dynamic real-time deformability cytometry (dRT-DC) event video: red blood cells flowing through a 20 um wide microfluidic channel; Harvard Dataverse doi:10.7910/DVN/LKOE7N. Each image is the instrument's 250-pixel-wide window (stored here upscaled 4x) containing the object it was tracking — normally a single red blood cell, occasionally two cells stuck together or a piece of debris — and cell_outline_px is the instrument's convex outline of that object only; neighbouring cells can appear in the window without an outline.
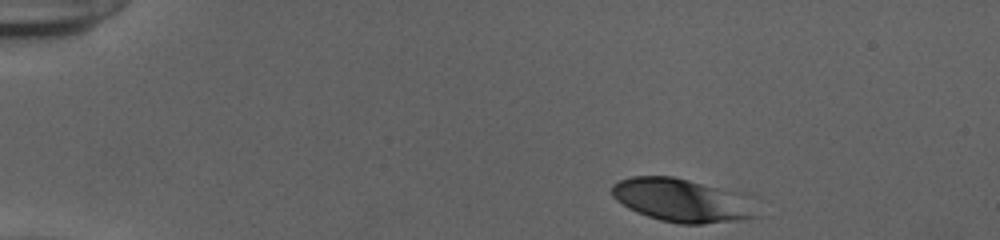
{"species": "human", "species_latin": "Homo sapiens", "temperature_condition": "cold", "stored_images_in_passage": 23, "camera_frame_rate_fps": 3000, "um_per_image_px": 0.085, "donor": {"sex": "female"}, "frame": {"image": 1, "passage_image": 1, "time_ms": 0.0, "image_size_px": [1000, 240], "cell_outline_px": [[760, 216], [736, 220], [704, 224], [680, 224], [660, 220], [636, 212], [628, 208], [616, 200], [612, 196], [612, 184], [620, 180], [632, 176], [672, 176], [740, 192]], "centroid_in_image_um": [57.92, 17.02], "position_along_channel_um": 27.1, "area_um2": 36.36}}
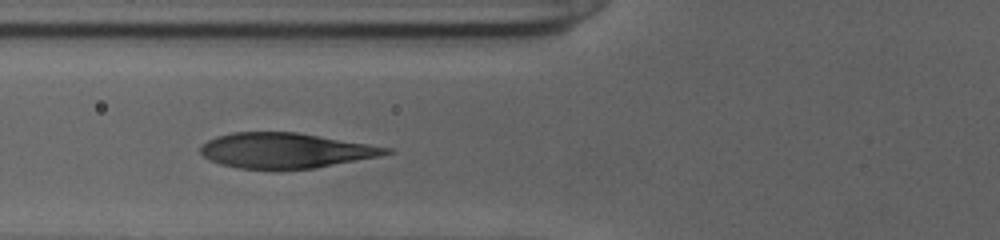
{"frame": {"image": 2, "passage_image": 14, "time_ms": 4.333, "image_size_px": [1000, 240], "cell_outline_px": [[396, 152], [380, 156], [316, 168], [240, 168], [220, 164], [208, 160], [200, 152], [200, 148], [208, 140], [216, 136], [232, 132], [296, 132], [396, 148]], "centroid_in_image_um": [24.34, 12.78], "position_along_channel_um": 101.5, "area_um2": 38.03}}
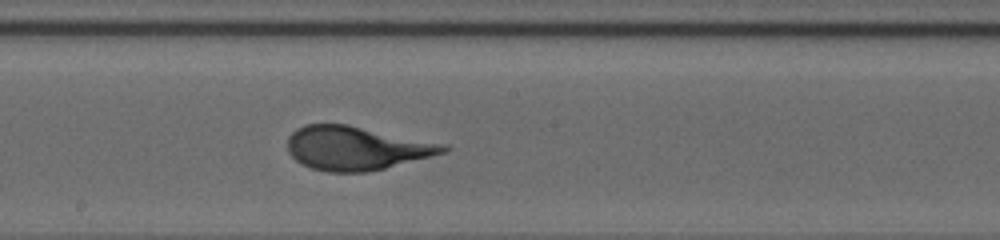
{"frame": {"image": 3, "passage_image": 23, "time_ms": 7.333, "image_size_px": [1000, 240], "cell_outline_px": [[452, 148], [448, 152], [368, 172], [328, 172], [312, 168], [296, 160], [288, 152], [288, 136], [296, 128], [304, 124], [348, 124], [448, 144]], "centroid_in_image_um": [30.32, 12.58], "position_along_channel_um": 217.9, "area_um2": 39.94}}